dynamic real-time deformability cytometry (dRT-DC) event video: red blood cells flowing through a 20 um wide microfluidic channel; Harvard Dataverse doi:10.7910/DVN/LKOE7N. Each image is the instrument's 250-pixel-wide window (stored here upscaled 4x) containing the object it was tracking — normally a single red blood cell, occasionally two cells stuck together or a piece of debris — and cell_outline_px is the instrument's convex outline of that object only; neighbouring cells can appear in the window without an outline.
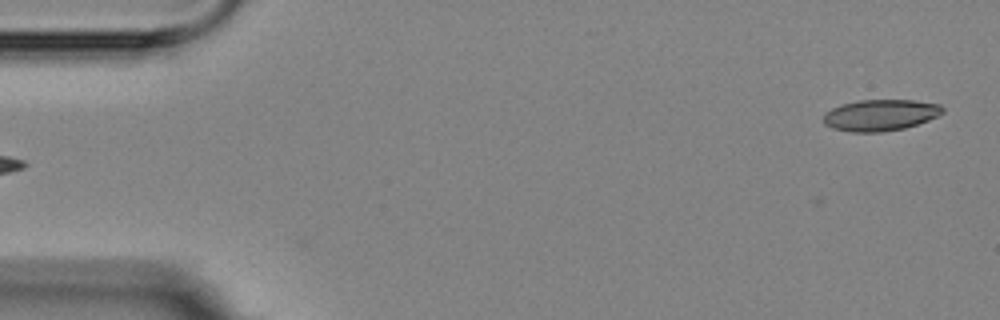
{"species": "Egyptian fruit bat (a non-hibernating species)", "species_latin": "Rousettus aegyptiacus", "temperature_condition": "room temperature", "stored_images_in_passage": 5, "camera_frame_rate_fps": 3000, "um_per_image_px": 0.085, "animal": {"sex": "female"}, "frame": {"image": 1, "passage_image": 5, "time_ms": 4.667, "image_size_px": [1000, 320], "cell_outline_px": [[944, 112], [928, 120], [904, 128], [880, 132], [852, 132], [832, 128], [824, 124], [824, 112], [840, 104], [860, 100], [916, 100], [940, 104], [944, 108]], "centroid_in_image_um": [74.82, 9.77], "position_along_channel_um": 10.2, "area_um2": 21.79}}